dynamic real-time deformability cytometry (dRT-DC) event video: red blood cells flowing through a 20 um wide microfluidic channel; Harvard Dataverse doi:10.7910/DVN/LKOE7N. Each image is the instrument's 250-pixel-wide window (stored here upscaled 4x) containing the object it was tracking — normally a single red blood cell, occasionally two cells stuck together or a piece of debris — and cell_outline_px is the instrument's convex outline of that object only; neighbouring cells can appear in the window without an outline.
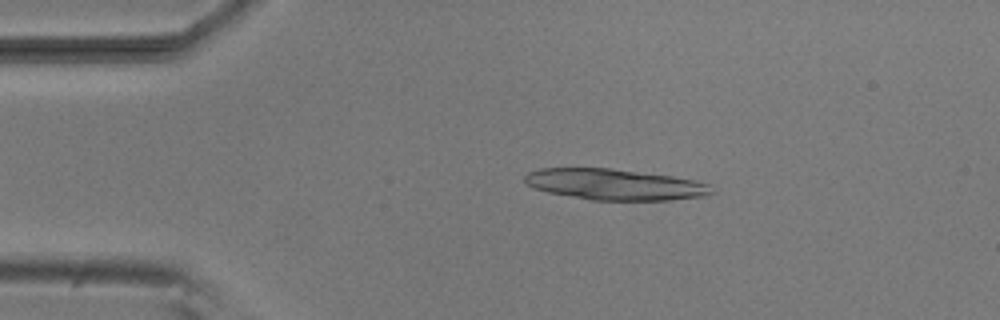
{"species": "common noctule bat (a hibernating species)", "species_latin": "Nyctalus noctula", "temperature_condition": "room temperature", "stored_images_in_passage": 50, "camera_frame_rate_fps": 3000, "um_per_image_px": 0.085, "animal": {"sex": "male", "body_mass_g": 20.5, "forearm_length_mm": 52.5}, "frame": {"image": 1, "passage_image": 9, "time_ms": 2.667, "image_size_px": [1000, 320], "cell_outline_px": [[716, 192], [708, 196], [672, 200], [592, 200], [548, 192], [524, 184], [524, 176], [528, 172], [540, 168], [612, 168], [672, 176], [696, 180], [708, 184]], "centroid_in_image_um": [52.29, 15.68], "position_along_channel_um": 32.7, "area_um2": 33.99}}
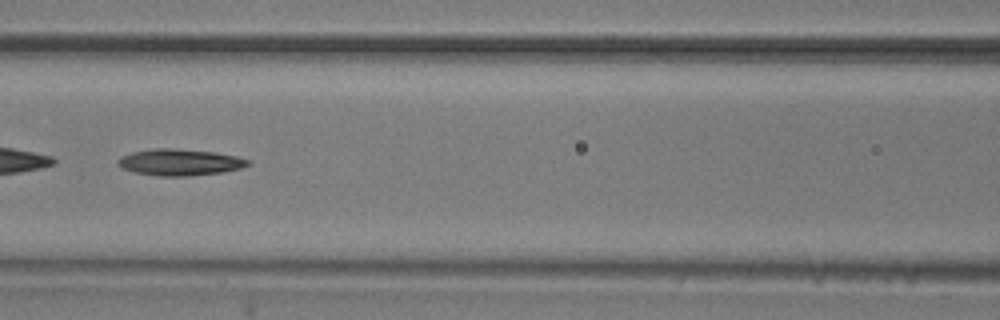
{"frame": {"image": 2, "passage_image": 22, "time_ms": 7.0, "image_size_px": [1000, 320], "cell_outline_px": [[252, 164], [240, 168], [224, 172], [188, 176], [160, 176], [136, 172], [124, 168], [116, 164], [116, 160], [120, 156], [132, 152], [156, 148], [176, 148], [212, 152], [236, 156], [252, 160]], "centroid_in_image_um": [15.3, 13.79], "position_along_channel_um": 151.3, "area_um2": 20.11}}
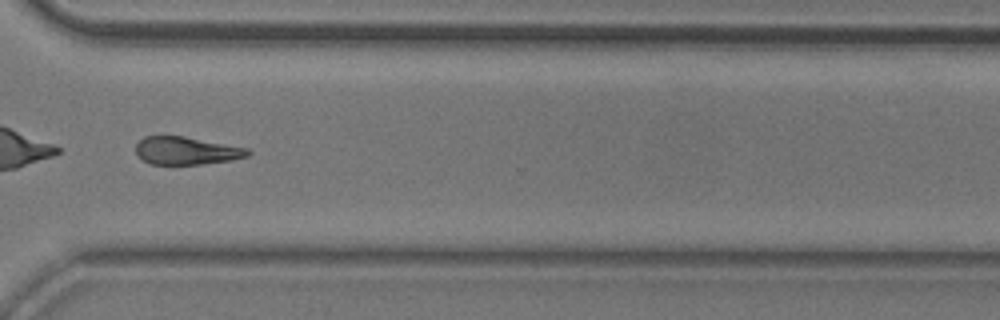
{"frame": {"image": 3, "passage_image": 38, "time_ms": 12.333, "image_size_px": [1000, 320], "cell_outline_px": [[252, 152], [248, 156], [232, 160], [200, 164], [152, 164], [144, 160], [136, 152], [136, 144], [144, 136], [184, 136], [248, 148]], "centroid_in_image_um": [15.87, 12.8], "position_along_channel_um": 354.7, "area_um2": 18.03}, "authors_computed_cell_mechanics": {"area_um2": 19.7098, "velocity_mm_per_s": 3.8258, "shape_relaxation_time_tau1_ms": 5.7095, "shape_relaxation_time_tau2_ms": null, "deformation_change_tau1": 0.1764, "deformation_change_tau2": null}}